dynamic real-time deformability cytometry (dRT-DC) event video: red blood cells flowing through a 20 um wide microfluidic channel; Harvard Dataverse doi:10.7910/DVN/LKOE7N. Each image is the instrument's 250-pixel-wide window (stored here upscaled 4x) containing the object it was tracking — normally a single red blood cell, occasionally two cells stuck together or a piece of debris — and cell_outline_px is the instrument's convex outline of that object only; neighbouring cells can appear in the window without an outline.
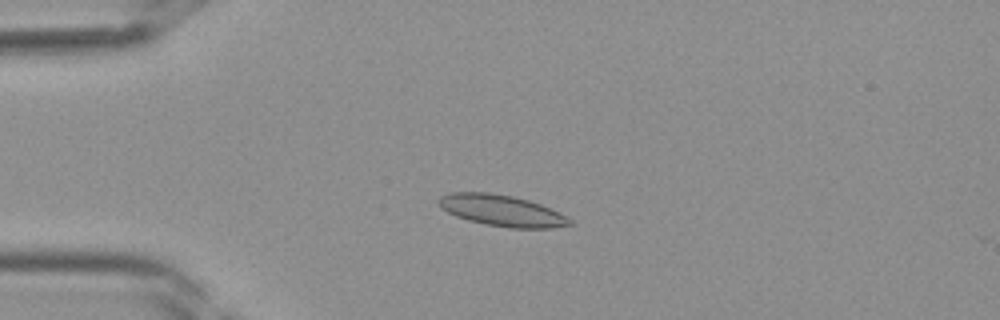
{"species": "Egyptian fruit bat (a non-hibernating species)", "species_latin": "Rousettus aegyptiacus", "temperature_condition": "room temperature", "stored_images_in_passage": 41, "camera_frame_rate_fps": 3000, "um_per_image_px": 0.085, "frame": {"image": 1, "passage_image": 11, "time_ms": 3.333, "image_size_px": [1000, 320], "cell_outline_px": [[572, 224], [552, 228], [508, 228], [484, 224], [468, 220], [456, 216], [440, 208], [440, 196], [452, 192], [488, 192], [512, 196], [528, 200], [540, 204], [560, 212], [572, 220]], "centroid_in_image_um": [42.67, 17.9], "position_along_channel_um": 42.3, "area_um2": 23.81}}
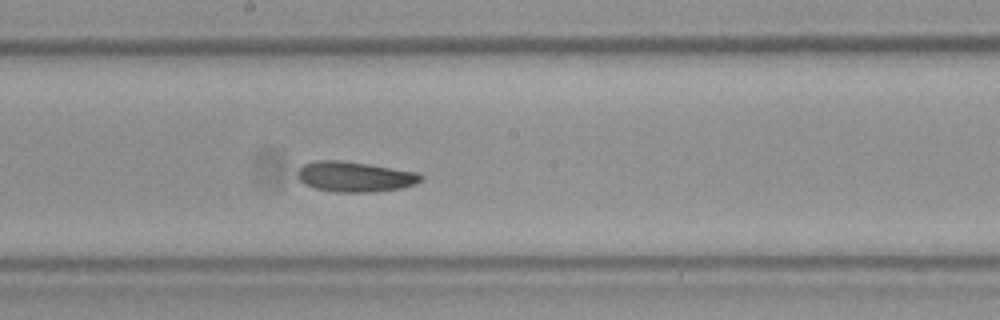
{"frame": {"image": 2, "passage_image": 23, "time_ms": 7.333, "image_size_px": [1000, 320], "cell_outline_px": [[424, 180], [416, 184], [400, 188], [368, 192], [336, 192], [316, 188], [304, 184], [296, 176], [296, 172], [304, 164], [316, 160], [340, 160], [368, 164], [416, 172], [424, 176]], "centroid_in_image_um": [30.15, 15.01], "position_along_channel_um": 218.0, "area_um2": 21.73}}
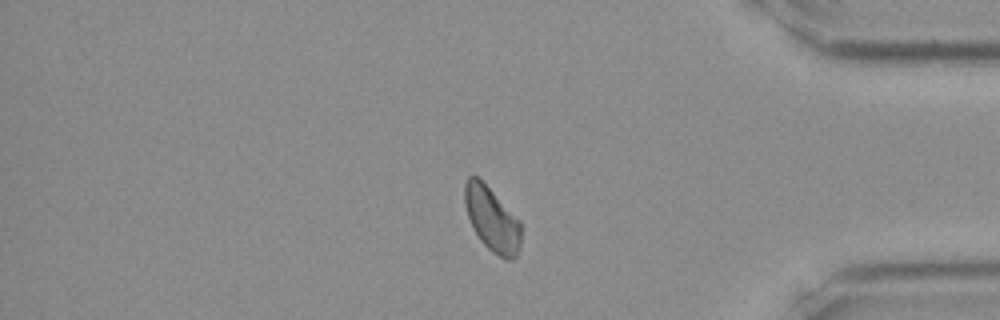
{"frame": {"image": 3, "passage_image": 35, "time_ms": 11.333, "image_size_px": [1000, 320], "cell_outline_px": [[520, 244], [516, 256], [512, 260], [504, 260], [492, 252], [480, 240], [472, 228], [464, 204], [464, 184], [468, 176], [476, 176], [520, 220]], "centroid_in_image_um": [41.8, 18.67], "position_along_channel_um": 393.4, "area_um2": 20.92}}